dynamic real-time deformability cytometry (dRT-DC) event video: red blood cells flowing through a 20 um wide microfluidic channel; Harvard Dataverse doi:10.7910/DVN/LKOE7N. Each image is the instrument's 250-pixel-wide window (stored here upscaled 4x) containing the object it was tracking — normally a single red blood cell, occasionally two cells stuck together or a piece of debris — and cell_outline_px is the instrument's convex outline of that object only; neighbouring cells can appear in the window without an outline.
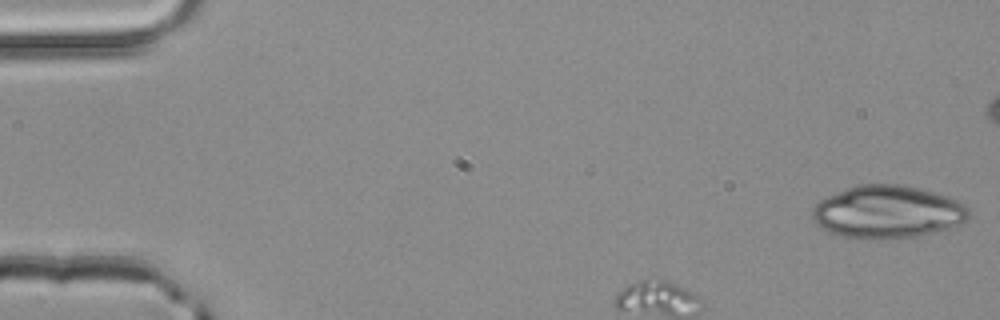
{"species": "common noctule bat (a hibernating species)", "species_latin": "Nyctalus noctula", "temperature_condition": "room temperature", "stored_images_in_passage": 38, "segment_of_instrument_passage": [1, 2], "camera_frame_rate_fps": 3000, "um_per_image_px": 0.085, "animal": {"sex": "male", "body_mass_g": 20.4}, "frame": {"image": 1, "passage_image": 1, "time_ms": 0.0, "image_size_px": [1000, 320], "cell_outline_px": [[968, 216], [960, 224], [936, 232], [916, 236], [888, 240], [864, 240], [844, 236], [828, 232], [812, 220], [812, 208], [820, 200], [828, 196], [848, 188], [860, 184], [900, 184], [920, 188], [936, 192], [948, 196], [964, 204], [968, 208]], "centroid_in_image_um": [75.43, 18.03], "position_along_channel_um": 9.6, "area_um2": 48.38}}